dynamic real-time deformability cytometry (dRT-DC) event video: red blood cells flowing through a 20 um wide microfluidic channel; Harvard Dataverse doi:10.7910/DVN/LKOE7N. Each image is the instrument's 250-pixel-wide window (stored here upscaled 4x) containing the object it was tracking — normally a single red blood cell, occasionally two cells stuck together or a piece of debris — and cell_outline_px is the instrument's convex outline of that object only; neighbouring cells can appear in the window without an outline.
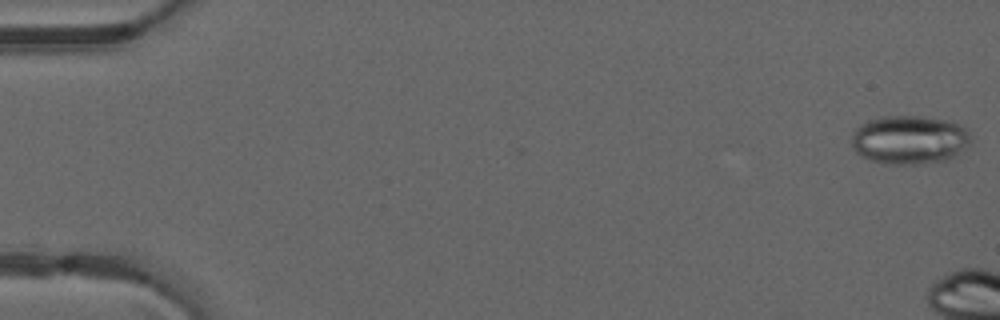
{"species": "common noctule bat (a hibernating species)", "species_latin": "Nyctalus noctula", "temperature_condition": "warm", "stored_images_in_passage": 6, "camera_frame_rate_fps": 3000, "um_per_image_px": 0.085, "animal": {"sex": "male", "forearm_length_mm": 52.5}, "frame": {"image": 1, "passage_image": 1, "time_ms": 0.0, "image_size_px": [1000, 320], "cell_outline_px": [[972, 144], [956, 156], [948, 160], [916, 164], [884, 164], [872, 160], [856, 152], [852, 148], [852, 132], [860, 124], [868, 120], [884, 116], [924, 116], [952, 120], [968, 128], [972, 136]], "centroid_in_image_um": [77.38, 11.87], "position_along_channel_um": 7.6, "area_um2": 34.62}}